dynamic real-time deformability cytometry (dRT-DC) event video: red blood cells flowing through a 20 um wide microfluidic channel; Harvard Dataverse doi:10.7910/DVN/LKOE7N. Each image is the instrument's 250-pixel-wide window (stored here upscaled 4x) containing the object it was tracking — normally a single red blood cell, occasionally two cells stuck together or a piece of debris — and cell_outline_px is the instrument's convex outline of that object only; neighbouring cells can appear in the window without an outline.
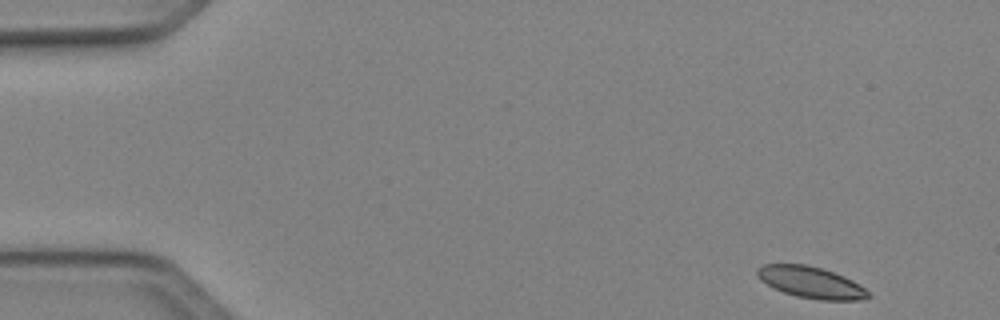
{"species": "Egyptian fruit bat (a non-hibernating species)", "species_latin": "Rousettus aegyptiacus", "temperature_condition": "cold", "stored_images_in_passage": 47, "camera_frame_rate_fps": 3000, "um_per_image_px": 0.085, "animal": {"sex": "female"}, "frame": {"image": 1, "passage_image": 1, "time_ms": 0.0, "image_size_px": [1000, 320], "cell_outline_px": [[872, 296], [860, 300], [820, 300], [796, 296], [784, 292], [760, 280], [756, 272], [756, 268], [764, 264], [804, 264], [820, 268], [844, 276], [852, 280], [864, 288]], "centroid_in_image_um": [68.93, 24.0], "position_along_channel_um": 16.1, "area_um2": 20.11}}
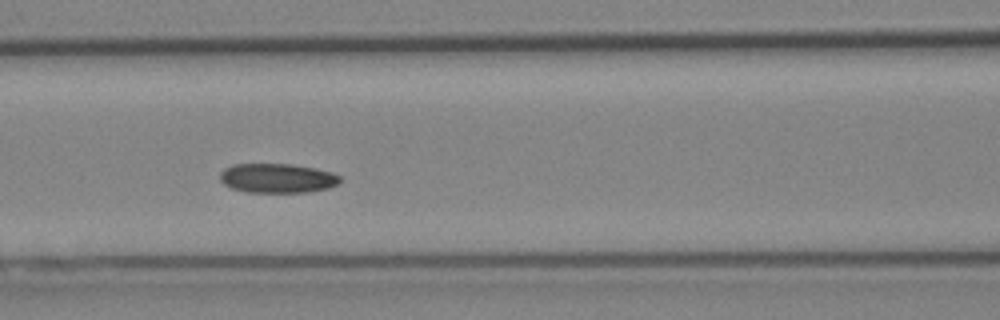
{"frame": {"image": 2, "passage_image": 19, "time_ms": 6.0, "image_size_px": [1000, 320], "cell_outline_px": [[340, 180], [336, 184], [328, 188], [308, 192], [248, 192], [232, 188], [224, 184], [220, 180], [220, 172], [224, 168], [232, 164], [292, 164], [316, 168], [332, 172], [340, 176]], "centroid_in_image_um": [23.56, 15.13], "position_along_channel_um": 143.0, "area_um2": 20.58}}
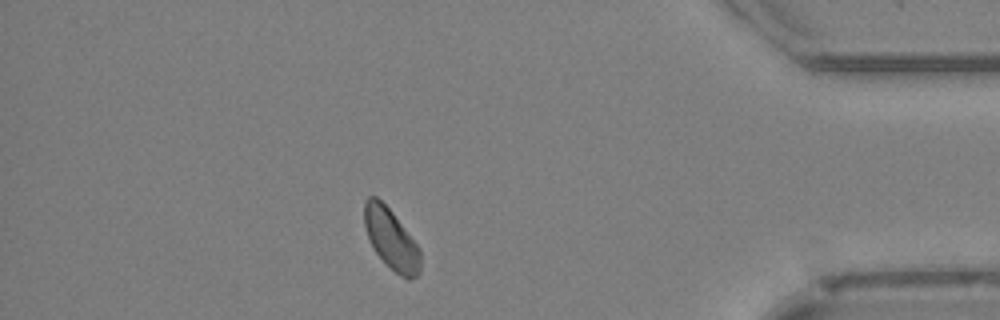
{"frame": {"image": 3, "passage_image": 41, "time_ms": 13.333, "image_size_px": [1000, 320], "cell_outline_px": [[420, 272], [416, 276], [408, 280], [400, 276], [372, 248], [364, 224], [364, 200], [368, 196], [376, 196], [392, 212], [420, 248]], "centroid_in_image_um": [33.24, 20.31], "position_along_channel_um": 402.0, "area_um2": 19.54}, "authors_computed_cell_mechanics": {"area_um2": 20.2878, "velocity_mm_per_s": 4.048, "shape_relaxation_time_tau1_ms": 3.6041, "shape_relaxation_time_tau2_ms": null, "deformation_change_tau1": 0.0509, "deformation_change_tau2": null}}